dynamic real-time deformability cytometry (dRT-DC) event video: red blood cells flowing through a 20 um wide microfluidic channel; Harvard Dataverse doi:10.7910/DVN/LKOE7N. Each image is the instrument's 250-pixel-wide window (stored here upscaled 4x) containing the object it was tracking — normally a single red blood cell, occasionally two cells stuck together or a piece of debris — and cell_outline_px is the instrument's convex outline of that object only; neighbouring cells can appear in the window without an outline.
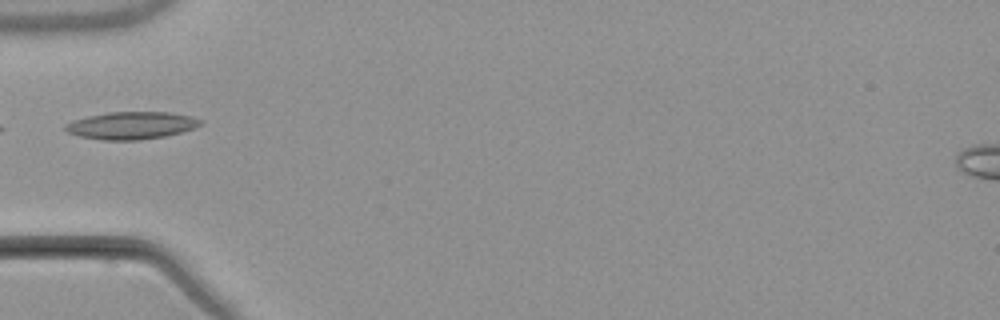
{"species": "common noctule bat (a hibernating species)", "species_latin": "Nyctalus noctula", "temperature_condition": "warm", "stored_images_in_passage": 5, "camera_frame_rate_fps": 3000, "um_per_image_px": 0.085, "animal": {"sex": "male", "body_mass_g": 21.5, "forearm_length_mm": 52.0}, "frame": {"image": 1, "passage_image": 5, "time_ms": 4.667, "image_size_px": [1000, 320], "cell_outline_px": [[204, 124], [180, 132], [164, 136], [140, 140], [100, 140], [80, 136], [68, 132], [64, 128], [64, 124], [72, 120], [88, 116], [108, 112], [168, 112], [192, 116], [204, 120]], "centroid_in_image_um": [11.17, 10.66], "position_along_channel_um": 73.8, "area_um2": 21.68}}